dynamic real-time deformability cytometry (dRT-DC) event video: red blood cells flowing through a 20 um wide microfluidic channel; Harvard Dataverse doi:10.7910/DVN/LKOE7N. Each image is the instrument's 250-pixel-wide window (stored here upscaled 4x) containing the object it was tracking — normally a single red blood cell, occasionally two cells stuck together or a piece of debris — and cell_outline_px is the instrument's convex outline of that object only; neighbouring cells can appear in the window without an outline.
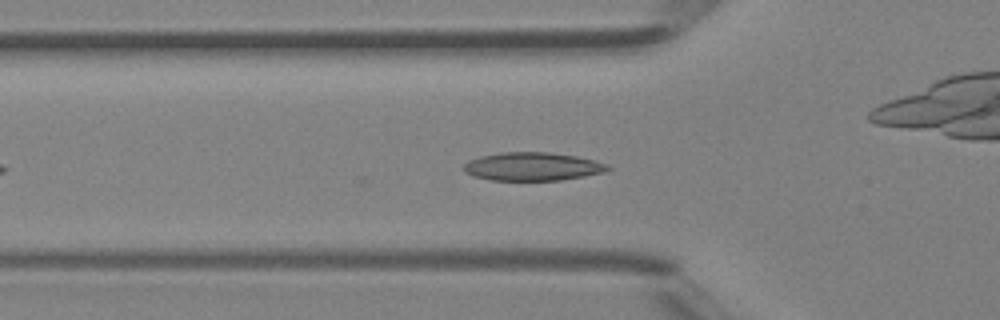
{"species": "Egyptian fruit bat (a non-hibernating species)", "species_latin": "Rousettus aegyptiacus", "temperature_condition": "room temperature", "stored_images_in_passage": 30, "camera_frame_rate_fps": 3000, "um_per_image_px": 0.085, "animal": {"sex": "female"}, "frame": {"image": 1, "passage_image": 2, "time_ms": 0.333, "image_size_px": [1000, 320], "cell_outline_px": [[612, 168], [604, 172], [584, 176], [560, 180], [492, 180], [472, 176], [464, 172], [464, 164], [468, 160], [480, 156], [500, 152], [548, 152], [576, 156], [608, 164]], "centroid_in_image_um": [45.24, 14.15], "position_along_channel_um": 80.6, "area_um2": 23.76}}
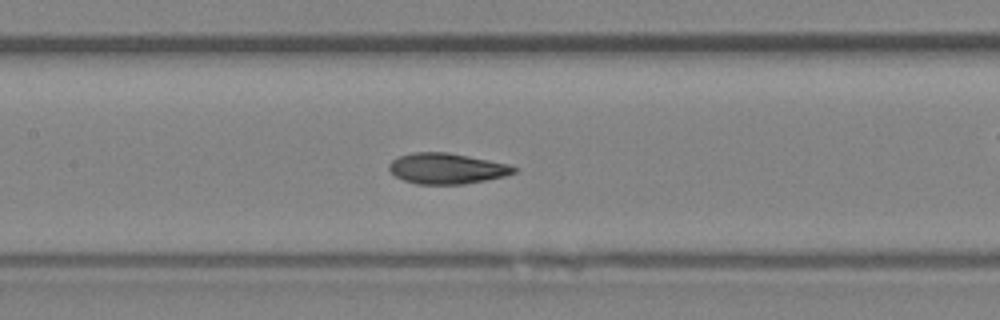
{"frame": {"image": 2, "passage_image": 8, "time_ms": 2.333, "image_size_px": [1000, 320], "cell_outline_px": [[516, 172], [504, 176], [464, 184], [416, 184], [404, 180], [396, 176], [388, 168], [388, 164], [392, 160], [400, 156], [412, 152], [448, 152], [508, 164], [516, 168]], "centroid_in_image_um": [37.94, 14.32], "position_along_channel_um": 169.5, "area_um2": 22.14}}
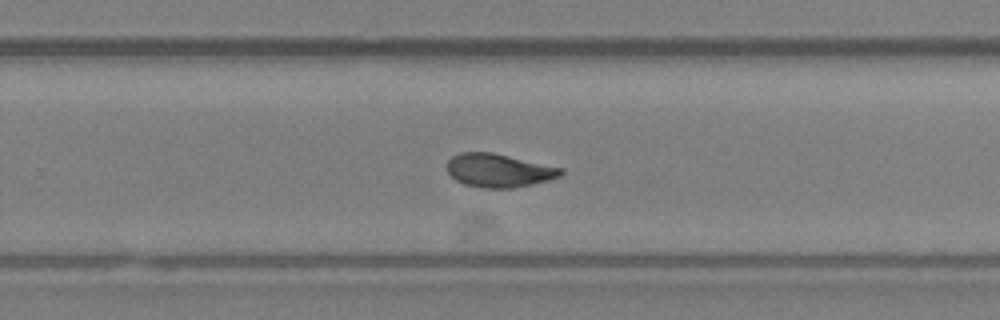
{"frame": {"image": 3, "passage_image": 16, "time_ms": 5.0, "image_size_px": [1000, 320], "cell_outline_px": [[564, 172], [560, 176], [548, 180], [532, 184], [512, 188], [484, 188], [464, 184], [456, 180], [448, 172], [448, 160], [452, 156], [460, 152], [492, 152], [564, 168]], "centroid_in_image_um": [42.41, 14.48], "position_along_channel_um": 287.4, "area_um2": 22.14}, "authors_computed_cell_mechanics": {"area_um2": 22.3108, "velocity_mm_per_s": 4.4425, "shape_relaxation_time_tau1_ms": 5.1168, "shape_relaxation_time_tau2_ms": 1.6016, "deformation_change_tau1": 0.1683, "deformation_change_tau2": 0.0576}}